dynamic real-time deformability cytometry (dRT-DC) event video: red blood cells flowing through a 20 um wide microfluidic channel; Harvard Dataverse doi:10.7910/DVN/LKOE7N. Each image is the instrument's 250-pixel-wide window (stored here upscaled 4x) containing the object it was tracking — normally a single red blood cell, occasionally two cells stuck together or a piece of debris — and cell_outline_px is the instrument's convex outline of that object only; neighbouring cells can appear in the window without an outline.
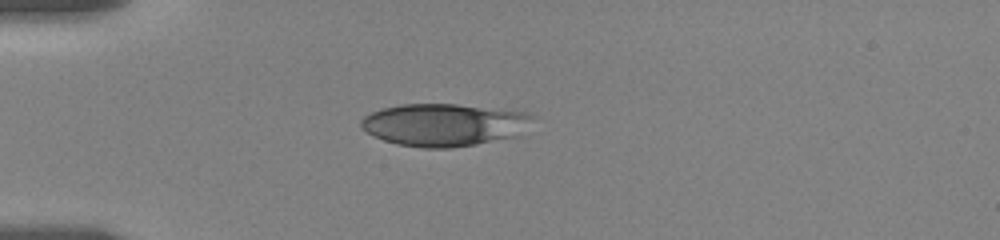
{"species": "human", "species_latin": "Homo sapiens", "temperature_condition": "room temperature", "stored_images_in_passage": 42, "camera_frame_rate_fps": 3000, "um_per_image_px": 0.085, "donor": {"sex": "female"}, "frame": {"image": 1, "passage_image": 1, "time_ms": 0.0, "image_size_px": [1000, 240], "cell_outline_px": [[536, 116], [520, 136], [476, 144], [452, 148], [424, 148], [396, 144], [384, 140], [360, 128], [360, 120], [364, 116], [372, 112], [384, 108], [400, 104], [456, 104], [528, 112]], "centroid_in_image_um": [37.79, 10.61], "position_along_channel_um": 47.2, "area_um2": 42.77}}
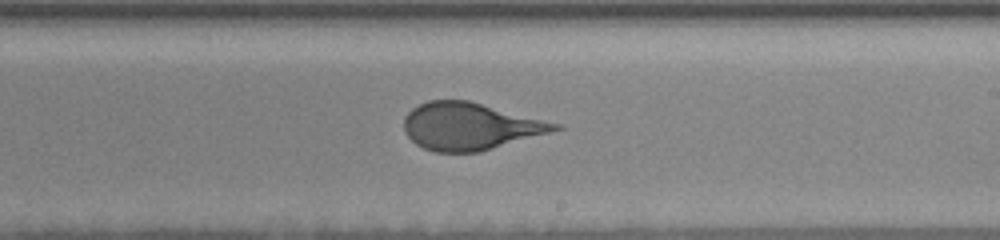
{"frame": {"image": 2, "passage_image": 20, "time_ms": 6.333, "image_size_px": [1000, 240], "cell_outline_px": [[564, 128], [552, 132], [480, 152], [436, 152], [424, 148], [416, 144], [404, 132], [404, 116], [412, 108], [428, 100], [468, 100], [560, 124]], "centroid_in_image_um": [39.94, 10.74], "position_along_channel_um": 249.1, "area_um2": 41.38}}
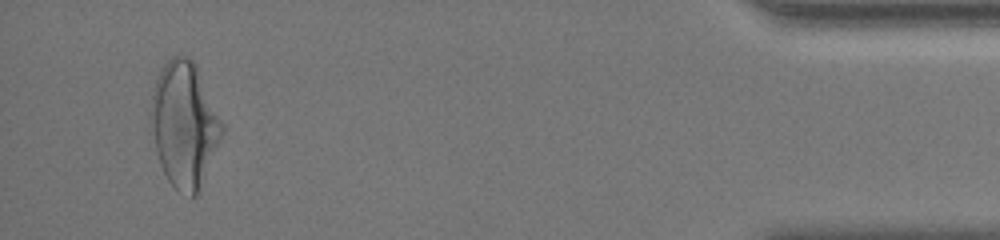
{"frame": {"image": 3, "passage_image": 40, "time_ms": 13.0, "image_size_px": [1000, 240], "cell_outline_px": [[224, 132], [200, 192], [196, 196], [192, 196], [176, 188], [168, 180], [160, 164], [156, 152], [148, 116], [152, 96], [156, 80], [160, 68], [172, 56], [188, 56], [196, 64], [224, 128]], "centroid_in_image_um": [15.65, 10.59], "position_along_channel_um": 419.5, "area_um2": 51.96}, "authors_computed_cell_mechanics": {"area_um2": 42.2229, "velocity_mm_per_s": 3.5079, "shape_relaxation_time_tau1_ms": 4.7544, "shape_relaxation_time_tau2_ms": null, "deformation_change_tau1": 0.1634, "deformation_change_tau2": null}}